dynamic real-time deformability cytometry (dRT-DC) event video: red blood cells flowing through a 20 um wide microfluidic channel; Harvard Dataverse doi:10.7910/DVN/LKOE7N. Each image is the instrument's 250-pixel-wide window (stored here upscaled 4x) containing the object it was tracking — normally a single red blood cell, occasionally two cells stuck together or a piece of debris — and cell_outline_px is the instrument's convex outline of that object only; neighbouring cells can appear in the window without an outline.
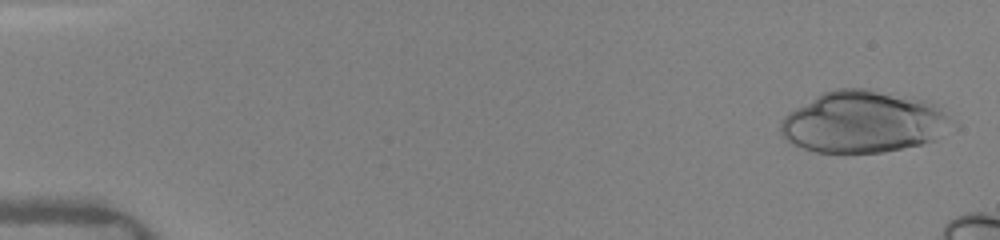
{"species": "human", "species_latin": "Homo sapiens", "temperature_condition": "warm", "stored_images_in_passage": 5, "camera_frame_rate_fps": 3000, "um_per_image_px": 0.085, "donor": {"sex": "female"}, "frame": {"image": 1, "passage_image": 3, "time_ms": 0.333, "image_size_px": [1000, 240], "cell_outline_px": [[944, 116], [936, 140], [920, 144], [880, 152], [816, 152], [792, 144], [780, 132], [780, 120], [784, 116], [796, 108], [816, 96], [824, 92], [836, 88], [868, 88], [928, 100], [940, 104]], "centroid_in_image_um": [73.27, 10.34], "position_along_channel_um": 11.7, "area_um2": 60.29}}